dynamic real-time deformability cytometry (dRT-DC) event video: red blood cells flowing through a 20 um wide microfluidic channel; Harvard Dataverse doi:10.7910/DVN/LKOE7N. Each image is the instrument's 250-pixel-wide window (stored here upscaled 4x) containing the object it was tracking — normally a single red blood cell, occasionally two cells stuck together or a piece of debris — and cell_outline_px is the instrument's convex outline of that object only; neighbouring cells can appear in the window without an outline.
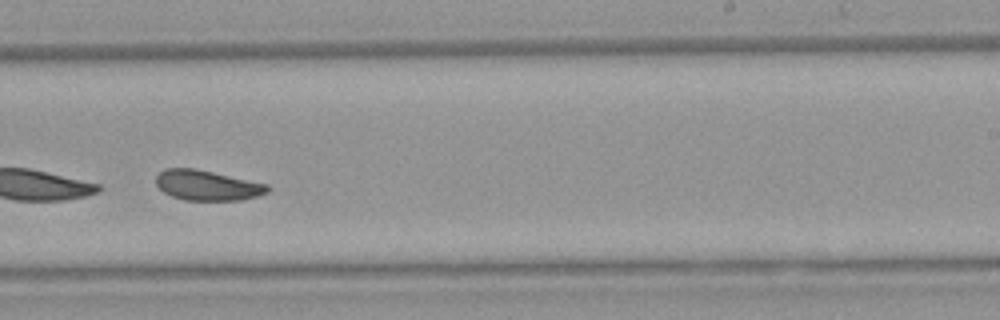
{"species": "Egyptian fruit bat (a non-hibernating species)", "species_latin": "Rousettus aegyptiacus", "temperature_condition": "warm", "stored_images_in_passage": 52, "segment_of_instrument_passage": [2, 2], "camera_frame_rate_fps": 3000, "um_per_image_px": 0.085, "animal": {"sex": "female"}, "frame": {"image": 1, "passage_image": 33, "time_ms": 10.667, "image_size_px": [1000, 320], "cell_outline_px": [[268, 192], [256, 196], [240, 200], [184, 200], [172, 196], [164, 192], [156, 184], [156, 176], [164, 168], [196, 168], [268, 184]], "centroid_in_image_um": [17.59, 15.74], "position_along_channel_um": 271.4, "area_um2": 19.54}}